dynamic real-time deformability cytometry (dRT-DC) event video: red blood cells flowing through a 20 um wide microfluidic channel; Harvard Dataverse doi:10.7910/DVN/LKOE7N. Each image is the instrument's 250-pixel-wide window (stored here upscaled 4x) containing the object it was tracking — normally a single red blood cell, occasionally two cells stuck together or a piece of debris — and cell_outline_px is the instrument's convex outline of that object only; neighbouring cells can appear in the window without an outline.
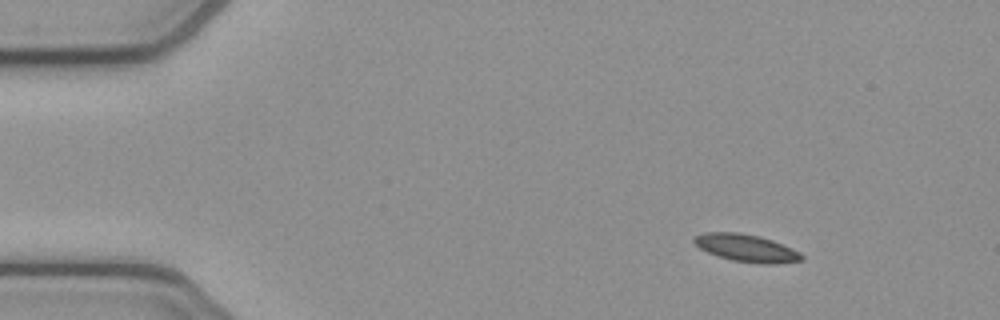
{"species": "common noctule bat (a hibernating species)", "species_latin": "Nyctalus noctula", "temperature_condition": "cold", "stored_images_in_passage": 47, "camera_frame_rate_fps": 3000, "um_per_image_px": 0.085, "animal": {"sex": "female", "body_mass_g": 21.9}, "frame": {"image": 1, "passage_image": 1, "time_ms": 0.0, "image_size_px": [1000, 320], "cell_outline_px": [[804, 260], [772, 264], [760, 264], [732, 260], [716, 256], [700, 248], [692, 240], [696, 236], [704, 232], [740, 232], [760, 236], [772, 240], [792, 248], [800, 252], [804, 256]], "centroid_in_image_um": [63.46, 21.08], "position_along_channel_um": 21.5, "area_um2": 17.28}}
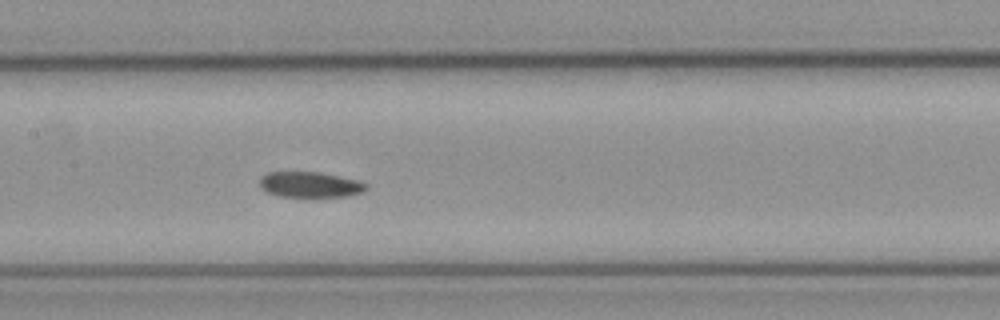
{"frame": {"image": 2, "passage_image": 20, "time_ms": 6.333, "image_size_px": [1000, 320], "cell_outline_px": [[368, 188], [364, 192], [344, 196], [308, 200], [280, 196], [268, 192], [260, 188], [260, 176], [268, 172], [320, 172], [360, 180], [368, 184]], "centroid_in_image_um": [26.38, 15.74], "position_along_channel_um": 181.0, "area_um2": 16.82}}
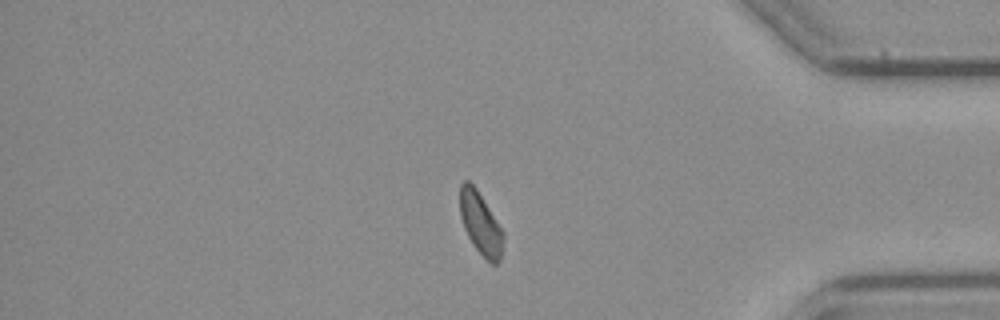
{"frame": {"image": 3, "passage_image": 39, "time_ms": 12.667, "image_size_px": [1000, 320], "cell_outline_px": [[504, 236], [500, 260], [496, 264], [492, 264], [472, 244], [464, 228], [460, 216], [460, 184], [464, 180], [468, 180], [476, 188], [504, 232]], "centroid_in_image_um": [40.84, 18.98], "position_along_channel_um": 394.4, "area_um2": 15.55}, "authors_computed_cell_mechanics": {"area_um2": 16.762, "velocity_mm_per_s": 3.8307, "shape_relaxation_time_tau1_ms": null, "shape_relaxation_time_tau2_ms": 10.1861, "deformation_change_tau1": null, "deformation_change_tau2": 0.1509}}